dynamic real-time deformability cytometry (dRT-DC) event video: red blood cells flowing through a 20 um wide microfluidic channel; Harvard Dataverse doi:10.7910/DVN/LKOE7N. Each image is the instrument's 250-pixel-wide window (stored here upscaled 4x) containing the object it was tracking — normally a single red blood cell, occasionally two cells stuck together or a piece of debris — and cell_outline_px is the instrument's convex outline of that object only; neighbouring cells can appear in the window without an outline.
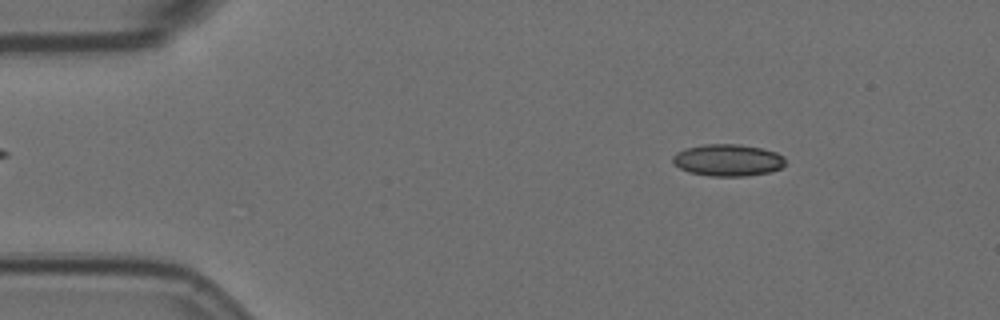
{"species": "Egyptian fruit bat (a non-hibernating species)", "species_latin": "Rousettus aegyptiacus", "temperature_condition": "room temperature", "stored_images_in_passage": 4, "camera_frame_rate_fps": 3000, "um_per_image_px": 0.085, "animal": {"sex": "female"}, "frame": {"image": 1, "passage_image": 2, "time_ms": 0.333, "image_size_px": [1000, 320], "cell_outline_px": [[784, 164], [780, 168], [768, 172], [744, 176], [708, 176], [688, 172], [680, 168], [672, 160], [672, 156], [676, 152], [684, 148], [704, 144], [740, 144], [760, 148], [776, 152], [784, 156]], "centroid_in_image_um": [61.83, 13.6], "position_along_channel_um": 23.2, "area_um2": 20.92}}
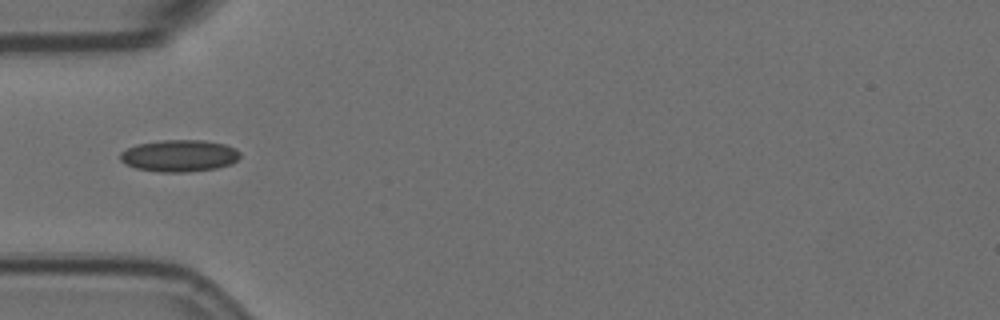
{"frame": {"image": 2, "passage_image": 4, "time_ms": 1.0, "image_size_px": [1000, 320], "cell_outline_px": [[240, 156], [232, 164], [216, 168], [188, 172], [160, 172], [136, 168], [124, 164], [120, 160], [120, 152], [136, 144], [160, 140], [204, 140], [224, 144], [236, 148], [240, 152]], "centroid_in_image_um": [15.23, 13.23], "position_along_channel_um": 69.8, "area_um2": 22.43}}